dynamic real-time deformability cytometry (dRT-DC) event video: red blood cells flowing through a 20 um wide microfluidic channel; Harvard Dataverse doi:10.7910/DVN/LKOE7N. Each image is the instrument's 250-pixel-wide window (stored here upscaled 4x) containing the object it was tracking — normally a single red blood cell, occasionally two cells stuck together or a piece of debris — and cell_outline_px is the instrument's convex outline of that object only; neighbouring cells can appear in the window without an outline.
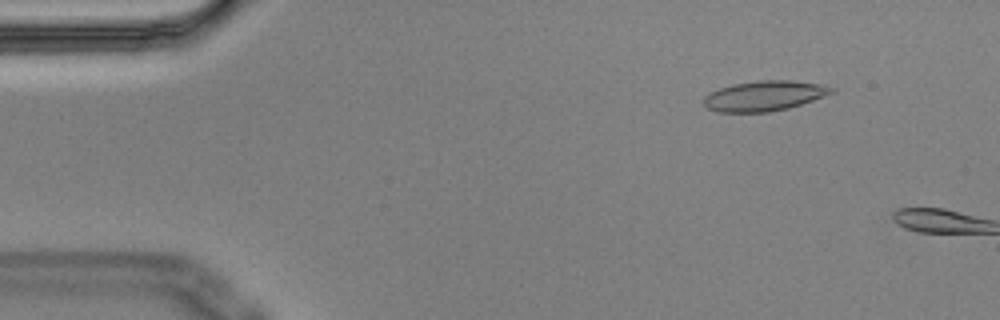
{"species": "Egyptian fruit bat (a non-hibernating species)", "species_latin": "Rousettus aegyptiacus", "temperature_condition": "cold", "stored_images_in_passage": 3, "camera_frame_rate_fps": 3000, "um_per_image_px": 0.085, "animal": {"sex": "male"}, "frame": {"image": 1, "passage_image": 2, "time_ms": 0.333, "image_size_px": [1000, 320], "cell_outline_px": [[836, 92], [788, 108], [768, 112], [716, 112], [708, 108], [704, 104], [704, 96], [708, 92], [720, 88], [736, 84], [760, 80], [792, 80], [820, 84], [836, 88]], "centroid_in_image_um": [64.97, 8.14], "position_along_channel_um": 20.0, "area_um2": 22.37}}